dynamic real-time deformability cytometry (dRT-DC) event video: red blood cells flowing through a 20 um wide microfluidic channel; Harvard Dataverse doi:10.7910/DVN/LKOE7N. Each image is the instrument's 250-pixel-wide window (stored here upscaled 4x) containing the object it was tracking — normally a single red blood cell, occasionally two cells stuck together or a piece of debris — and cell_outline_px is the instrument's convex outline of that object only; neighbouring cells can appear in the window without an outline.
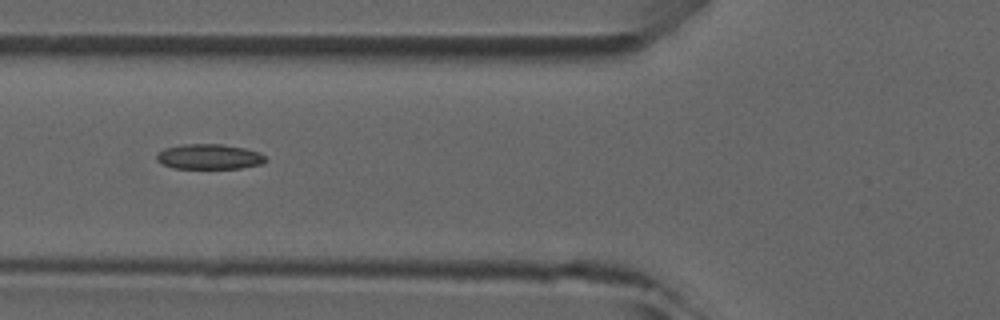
{"species": "common noctule bat (a hibernating species)", "species_latin": "Nyctalus noctula", "temperature_condition": "room temperature", "stored_images_in_passage": 4, "camera_frame_rate_fps": 3000, "um_per_image_px": 0.085, "animal": {"sex": "male", "forearm_length_mm": 52.5}, "frame": {"image": 1, "passage_image": 4, "time_ms": 3.333, "image_size_px": [1000, 320], "cell_outline_px": [[268, 160], [260, 164], [240, 168], [172, 168], [156, 160], [156, 152], [164, 148], [184, 144], [220, 144], [244, 148], [260, 152]], "centroid_in_image_um": [17.76, 13.31], "position_along_channel_um": 108.0, "area_um2": 15.95}}